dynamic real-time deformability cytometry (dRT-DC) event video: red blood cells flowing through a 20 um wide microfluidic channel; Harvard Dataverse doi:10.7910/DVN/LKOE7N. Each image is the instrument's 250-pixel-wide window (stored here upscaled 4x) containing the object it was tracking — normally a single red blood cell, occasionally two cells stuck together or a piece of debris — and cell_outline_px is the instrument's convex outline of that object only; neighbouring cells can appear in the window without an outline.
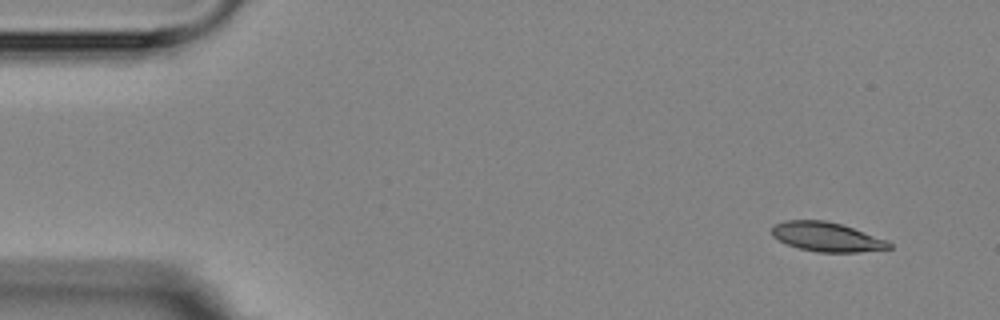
{"species": "Egyptian fruit bat (a non-hibernating species)", "species_latin": "Rousettus aegyptiacus", "temperature_condition": "room temperature", "stored_images_in_passage": 4, "camera_frame_rate_fps": 3000, "um_per_image_px": 0.085, "animal": {"sex": "female"}, "frame": {"image": 1, "passage_image": 1, "time_ms": 0.0, "image_size_px": [1000, 320], "cell_outline_px": [[892, 248], [860, 252], [816, 252], [800, 248], [788, 244], [772, 236], [772, 228], [776, 224], [784, 220], [824, 220], [840, 224], [888, 240], [892, 244]], "centroid_in_image_um": [70.29, 20.14], "position_along_channel_um": 14.7, "area_um2": 19.83}}
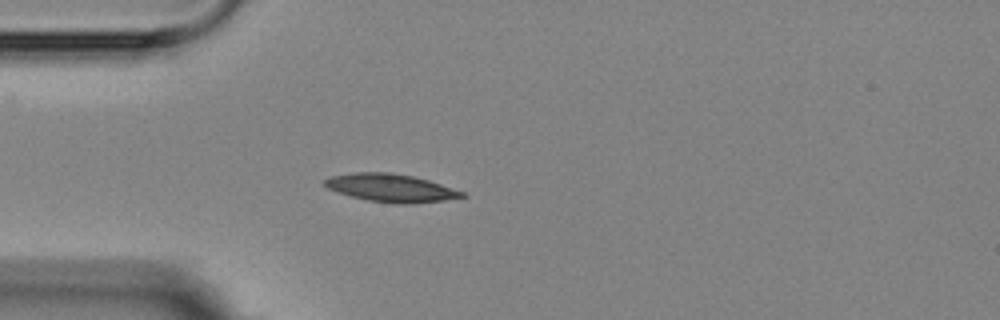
{"frame": {"image": 2, "passage_image": 4, "time_ms": 3.667, "image_size_px": [1000, 320], "cell_outline_px": [[468, 196], [444, 200], [412, 204], [392, 204], [368, 200], [352, 196], [328, 188], [324, 184], [324, 180], [332, 176], [356, 172], [392, 172], [412, 176], [428, 180], [464, 192]], "centroid_in_image_um": [33.26, 15.98], "position_along_channel_um": 51.7, "area_um2": 22.2}}